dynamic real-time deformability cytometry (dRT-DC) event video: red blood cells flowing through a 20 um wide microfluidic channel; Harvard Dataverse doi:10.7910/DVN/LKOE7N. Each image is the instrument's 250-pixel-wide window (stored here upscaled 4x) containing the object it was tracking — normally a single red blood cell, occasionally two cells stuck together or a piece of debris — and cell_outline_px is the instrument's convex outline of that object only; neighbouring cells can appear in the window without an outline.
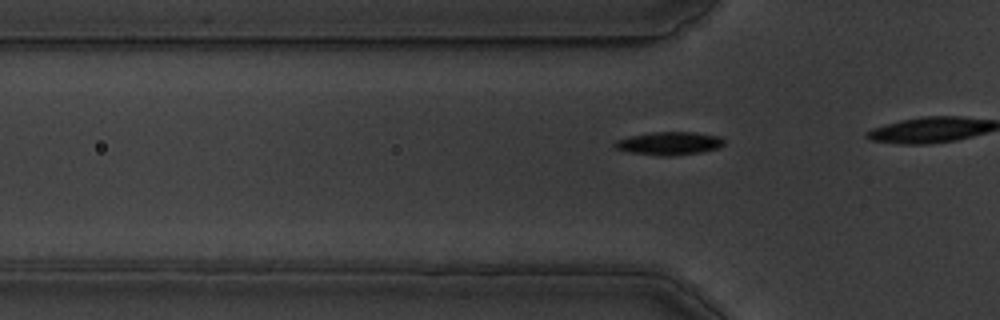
{"species": "common noctule bat (a hibernating species)", "species_latin": "Nyctalus noctula", "temperature_condition": "warm", "stored_images_in_passage": 12, "camera_frame_rate_fps": 3000, "um_per_image_px": 0.085, "animal": {"sex": "male", "body_mass_g": 19.5, "forearm_length_mm": 54.6}, "frame": {"image": 1, "passage_image": 9, "time_ms": 2.667, "image_size_px": [1000, 320], "cell_outline_px": [[724, 144], [720, 148], [700, 152], [676, 156], [660, 156], [628, 152], [616, 148], [612, 144], [616, 140], [628, 136], [648, 132], [692, 132], [720, 136], [724, 140]], "centroid_in_image_um": [56.87, 12.19], "position_along_channel_um": 68.9, "area_um2": 14.97}}